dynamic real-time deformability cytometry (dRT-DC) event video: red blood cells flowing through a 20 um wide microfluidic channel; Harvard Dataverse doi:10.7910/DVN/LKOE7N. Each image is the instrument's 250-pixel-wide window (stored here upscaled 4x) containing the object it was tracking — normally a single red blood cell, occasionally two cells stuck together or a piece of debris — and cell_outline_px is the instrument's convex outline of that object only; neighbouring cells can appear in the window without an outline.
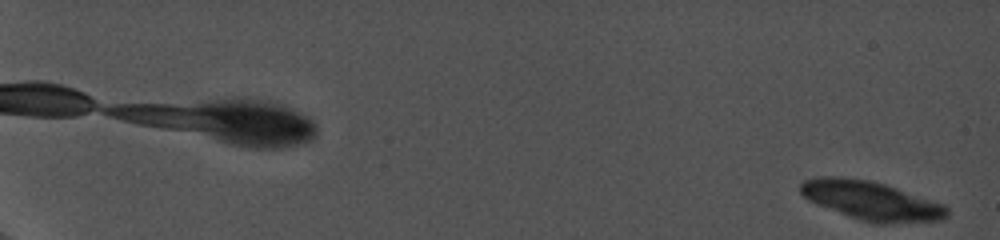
{"species": "common noctule bat (a hibernating species)", "species_latin": "Nyctalus noctula", "temperature_condition": "cold", "stored_images_in_passage": 6, "camera_frame_rate_fps": 5000, "um_per_image_px": 0.085, "animal": {"sex": "female", "body_mass_g": 19.0, "forearm_length_mm": 56.7}, "frame": {"image": 1, "passage_image": 1, "time_ms": 0.0, "image_size_px": [1000, 240], "cell_outline_px": [[948, 216], [940, 220], [884, 224], [876, 224], [860, 220], [816, 204], [808, 200], [800, 192], [800, 184], [804, 180], [816, 176], [840, 176], [868, 180], [884, 184], [944, 204], [948, 208]], "centroid_in_image_um": [74.03, 17.05], "position_along_channel_um": 11.0, "area_um2": 33.12}}